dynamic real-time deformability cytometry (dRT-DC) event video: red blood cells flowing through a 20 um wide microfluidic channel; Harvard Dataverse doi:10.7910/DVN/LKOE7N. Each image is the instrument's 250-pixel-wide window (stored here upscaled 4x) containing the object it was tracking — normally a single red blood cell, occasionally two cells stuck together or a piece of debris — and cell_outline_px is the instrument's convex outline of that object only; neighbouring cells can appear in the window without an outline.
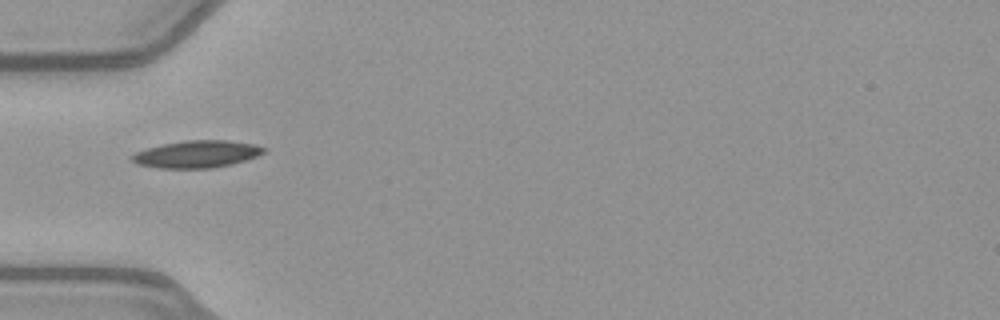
{"species": "common noctule bat (a hibernating species)", "species_latin": "Nyctalus noctula", "temperature_condition": "warm", "stored_images_in_passage": 36, "camera_frame_rate_fps": 3000, "um_per_image_px": 0.085, "animal": {"sex": "female", "body_mass_g": 21.9}, "frame": {"image": 1, "passage_image": 1, "time_ms": 0.0, "image_size_px": [1000, 320], "cell_outline_px": [[268, 148], [264, 152], [256, 156], [244, 160], [212, 168], [160, 168], [136, 164], [128, 160], [128, 156], [136, 152], [148, 148], [164, 144], [184, 140], [228, 140], [256, 144]], "centroid_in_image_um": [16.69, 13.09], "position_along_channel_um": 68.3, "area_um2": 20.92}}
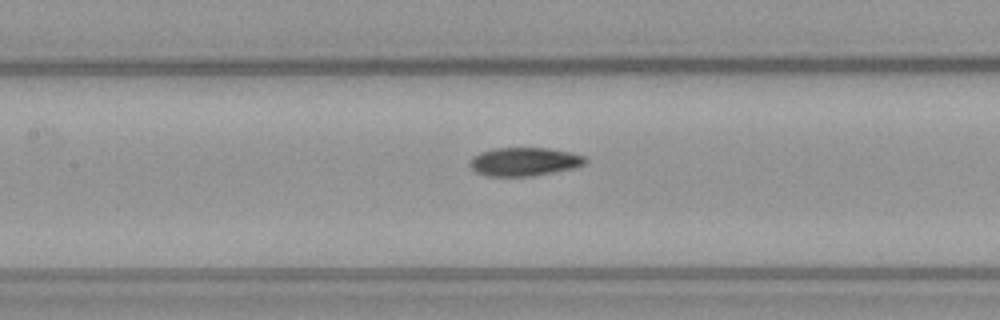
{"frame": {"image": 2, "passage_image": 8, "time_ms": 2.333, "image_size_px": [1000, 320], "cell_outline_px": [[588, 160], [584, 164], [576, 168], [532, 176], [488, 176], [476, 172], [468, 164], [472, 156], [480, 152], [492, 148], [548, 148], [572, 152], [584, 156]], "centroid_in_image_um": [44.57, 13.74], "position_along_channel_um": 162.8, "area_um2": 19.36}}
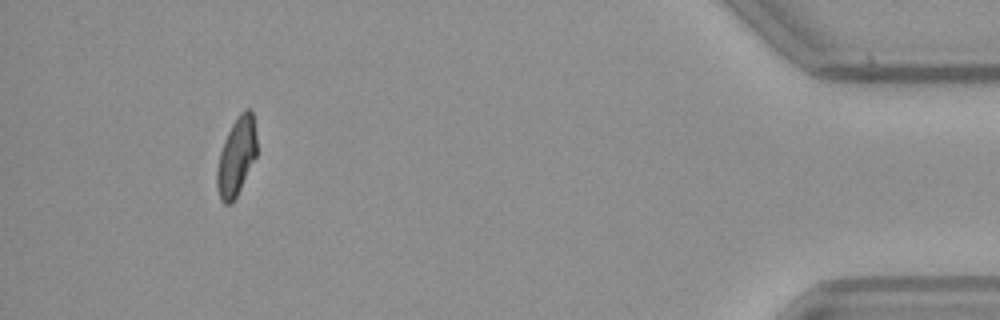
{"frame": {"image": 3, "passage_image": 32, "time_ms": 10.333, "image_size_px": [1000, 320], "cell_outline_px": [[256, 156], [236, 196], [228, 204], [224, 204], [220, 200], [216, 184], [216, 168], [220, 152], [224, 140], [232, 124], [240, 112], [244, 108], [252, 108], [256, 136]], "centroid_in_image_um": [20.08, 13.27], "position_along_channel_um": 415.1, "area_um2": 18.03}, "authors_computed_cell_mechanics": {"area_um2": 18.9873, "velocity_mm_per_s": 4.003, "shape_relaxation_time_tau1_ms": 11.0502, "shape_relaxation_time_tau2_ms": 4.1084, "deformation_change_tau1": 0.2733, "deformation_change_tau2": 0.1004}}